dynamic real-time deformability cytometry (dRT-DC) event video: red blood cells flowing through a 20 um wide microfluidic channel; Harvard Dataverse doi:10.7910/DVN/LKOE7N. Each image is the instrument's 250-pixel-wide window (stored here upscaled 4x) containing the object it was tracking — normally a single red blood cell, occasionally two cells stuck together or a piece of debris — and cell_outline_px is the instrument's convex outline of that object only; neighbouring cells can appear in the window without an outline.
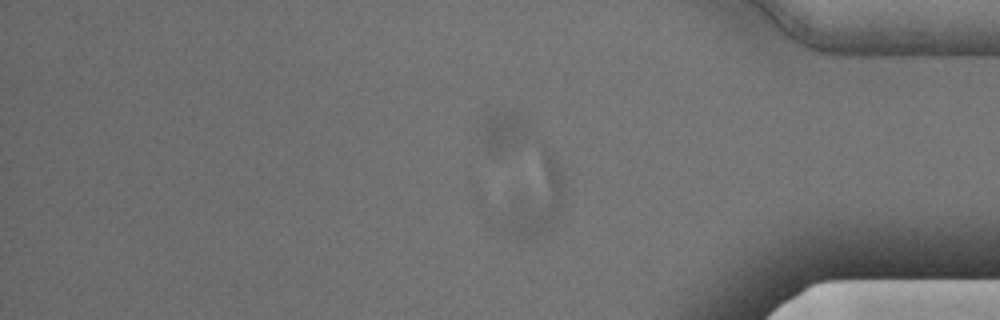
{"species": "Egyptian fruit bat (a non-hibernating species)", "species_latin": "Rousettus aegyptiacus", "temperature_condition": "cold", "stored_images_in_passage": 46, "camera_frame_rate_fps": 3000, "um_per_image_px": 0.085, "animal": {"sex": "male"}, "frame": {"image": 1, "passage_image": 46, "time_ms": 15.0, "image_size_px": [1000, 320], "cell_outline_px": [[564, 200], [552, 224], [540, 232], [528, 236], [516, 236], [512, 228], [508, 216], [516, 196], [544, 156], [548, 152], [556, 160], [564, 176]], "centroid_in_image_um": [45.78, 16.92], "position_along_channel_um": 389.4, "area_um2": 21.33}}